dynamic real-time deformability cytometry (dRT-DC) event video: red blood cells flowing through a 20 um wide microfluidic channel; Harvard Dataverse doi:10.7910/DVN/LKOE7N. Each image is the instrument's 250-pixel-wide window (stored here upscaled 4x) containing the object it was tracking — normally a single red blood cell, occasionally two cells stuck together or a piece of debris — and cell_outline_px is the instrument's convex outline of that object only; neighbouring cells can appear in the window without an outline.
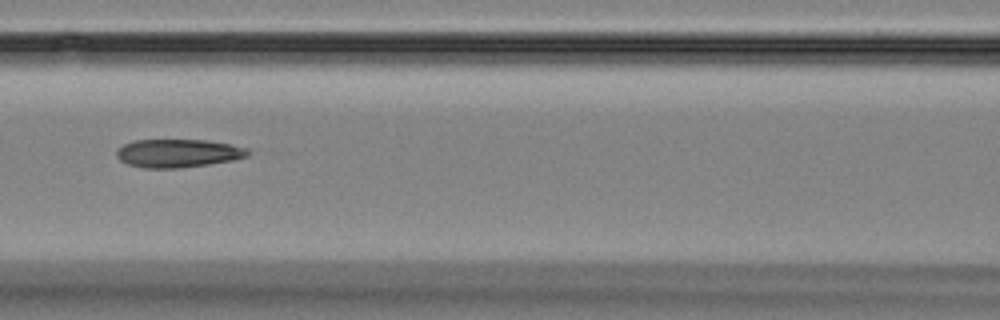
{"species": "Egyptian fruit bat (a non-hibernating species)", "species_latin": "Rousettus aegyptiacus", "temperature_condition": "room temperature", "stored_images_in_passage": 7, "camera_frame_rate_fps": 3000, "um_per_image_px": 0.085, "animal": {"sex": "female"}, "frame": {"image": 1, "passage_image": 6, "time_ms": 7.333, "image_size_px": [1000, 320], "cell_outline_px": [[252, 152], [248, 156], [232, 160], [208, 164], [180, 168], [144, 168], [128, 164], [120, 160], [116, 156], [116, 152], [124, 144], [132, 140], [204, 140], [232, 144], [248, 148]], "centroid_in_image_um": [15.16, 13.02], "position_along_channel_um": 151.4, "area_um2": 21.68}}
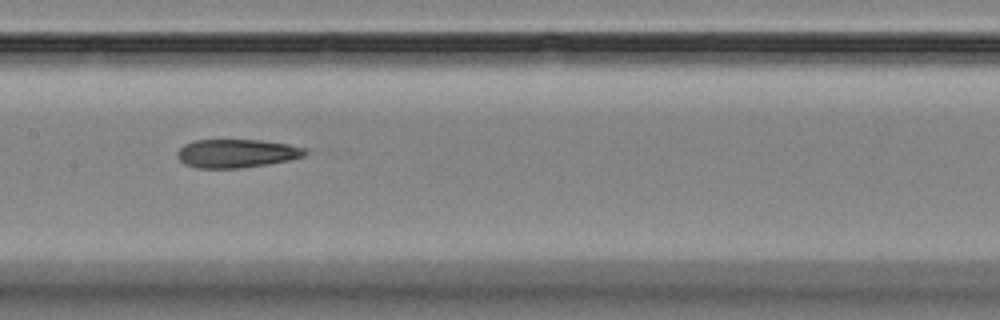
{"frame": {"image": 2, "passage_image": 7, "time_ms": 8.333, "image_size_px": [1000, 320], "cell_outline_px": [[308, 152], [304, 156], [288, 160], [240, 168], [196, 168], [184, 164], [176, 156], [176, 152], [184, 144], [196, 140], [260, 140], [288, 144], [308, 148]], "centroid_in_image_um": [20.1, 13.03], "position_along_channel_um": 187.3, "area_um2": 21.21}}